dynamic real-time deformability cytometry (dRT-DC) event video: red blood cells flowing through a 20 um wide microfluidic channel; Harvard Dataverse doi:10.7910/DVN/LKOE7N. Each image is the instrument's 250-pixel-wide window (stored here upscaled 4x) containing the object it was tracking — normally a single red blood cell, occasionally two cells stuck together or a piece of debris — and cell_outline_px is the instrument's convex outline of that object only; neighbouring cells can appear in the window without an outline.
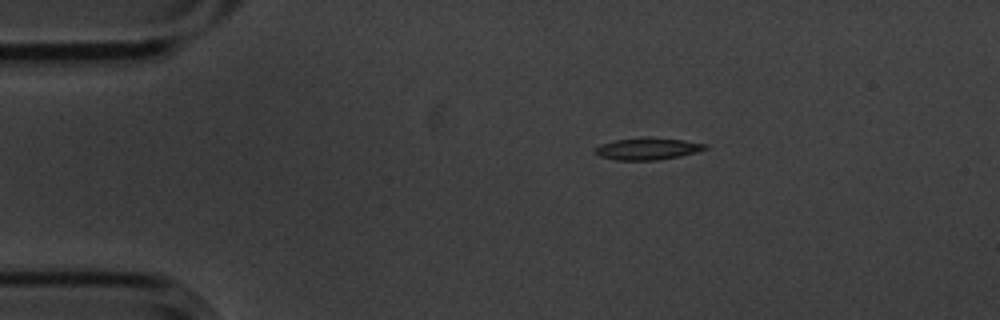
{"species": "common noctule bat (a hibernating species)", "species_latin": "Nyctalus noctula", "temperature_condition": "cold", "stored_images_in_passage": 5, "camera_frame_rate_fps": 3000, "um_per_image_px": 0.085, "animal": {"sex": "male", "body_mass_g": 20.1, "forearm_length_mm": 53.5}, "frame": {"image": 1, "passage_image": 1, "time_ms": 0.0, "image_size_px": [1000, 320], "cell_outline_px": [[708, 148], [696, 152], [680, 156], [656, 160], [616, 160], [600, 156], [592, 152], [600, 144], [616, 140], [684, 140], [708, 144]], "centroid_in_image_um": [55.04, 12.69], "position_along_channel_um": 30.0, "area_um2": 13.24}}
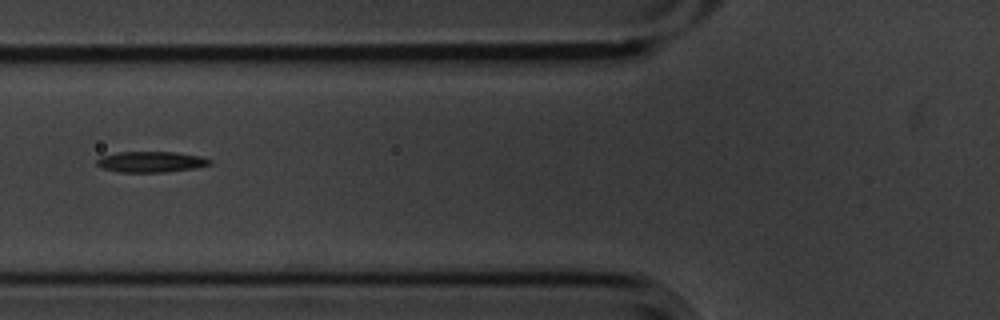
{"frame": {"image": 2, "passage_image": 4, "time_ms": 1.0, "image_size_px": [1000, 320], "cell_outline_px": [[212, 164], [192, 168], [164, 172], [120, 172], [104, 168], [96, 164], [96, 160], [104, 156], [120, 152], [176, 152], [200, 156], [212, 160]], "centroid_in_image_um": [12.86, 13.75], "position_along_channel_um": 112.9, "area_um2": 13.47}}
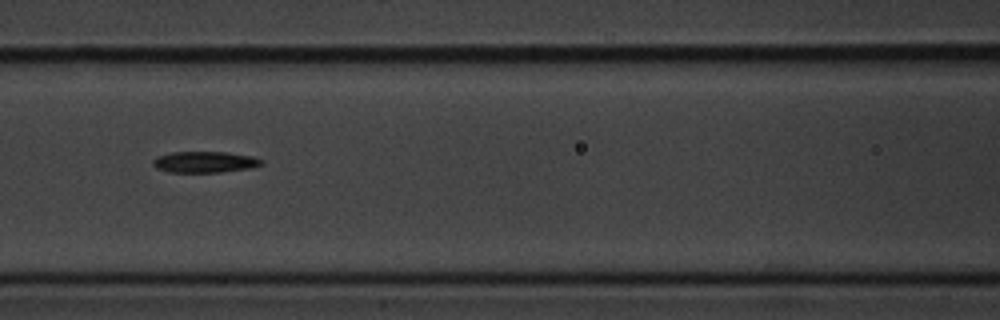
{"frame": {"image": 3, "passage_image": 5, "time_ms": 1.333, "image_size_px": [1000, 320], "cell_outline_px": [[264, 164], [252, 168], [220, 172], [168, 172], [156, 168], [152, 164], [152, 160], [156, 156], [172, 152], [228, 152], [252, 156], [264, 160]], "centroid_in_image_um": [17.41, 13.77], "position_along_channel_um": 149.2, "area_um2": 13.58}}